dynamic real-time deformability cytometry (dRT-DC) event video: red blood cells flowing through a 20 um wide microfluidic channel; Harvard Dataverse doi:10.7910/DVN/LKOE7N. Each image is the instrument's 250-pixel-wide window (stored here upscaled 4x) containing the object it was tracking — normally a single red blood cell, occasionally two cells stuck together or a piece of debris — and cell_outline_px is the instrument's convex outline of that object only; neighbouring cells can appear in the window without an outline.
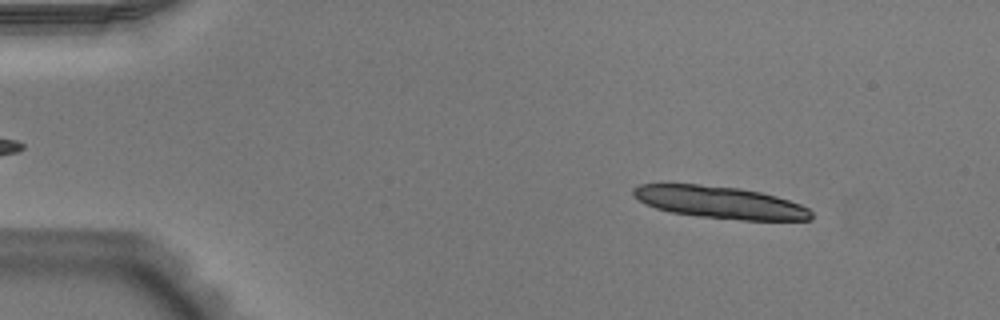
{"species": "Egyptian fruit bat (a non-hibernating species)", "species_latin": "Rousettus aegyptiacus", "temperature_condition": "warm", "stored_images_in_passage": 15, "camera_frame_rate_fps": 3000, "um_per_image_px": 0.085, "animal": {"sex": "male"}, "frame": {"image": 1, "passage_image": 6, "time_ms": 1.667, "image_size_px": [1000, 320], "cell_outline_px": [[812, 220], [740, 220], [700, 216], [672, 212], [656, 208], [632, 196], [632, 188], [640, 184], [700, 184], [740, 188], [760, 192], [776, 196], [800, 204], [808, 208], [812, 212]], "centroid_in_image_um": [61.21, 17.19], "position_along_channel_um": 23.8, "area_um2": 33.23}}